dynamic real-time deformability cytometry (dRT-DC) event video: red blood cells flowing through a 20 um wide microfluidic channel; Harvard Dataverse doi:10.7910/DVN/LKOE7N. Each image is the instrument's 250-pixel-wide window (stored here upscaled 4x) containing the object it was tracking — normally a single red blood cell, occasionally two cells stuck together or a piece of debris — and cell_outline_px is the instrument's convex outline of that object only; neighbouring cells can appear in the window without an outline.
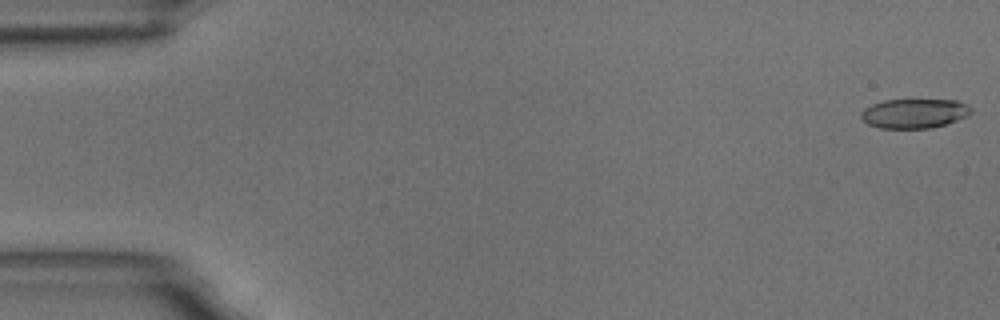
{"species": "common noctule bat (a hibernating species)", "species_latin": "Nyctalus noctula", "temperature_condition": "room temperature", "stored_images_in_passage": 57, "camera_frame_rate_fps": 3000, "um_per_image_px": 0.085, "animal": {"sex": "male", "body_mass_g": 18.8}, "frame": {"image": 1, "passage_image": 1, "time_ms": 0.0, "image_size_px": [1000, 320], "cell_outline_px": [[972, 112], [968, 116], [932, 128], [880, 128], [868, 124], [860, 116], [860, 112], [864, 108], [872, 104], [884, 100], [956, 100], [972, 108]], "centroid_in_image_um": [77.7, 9.64], "position_along_channel_um": 7.3, "area_um2": 18.79}}
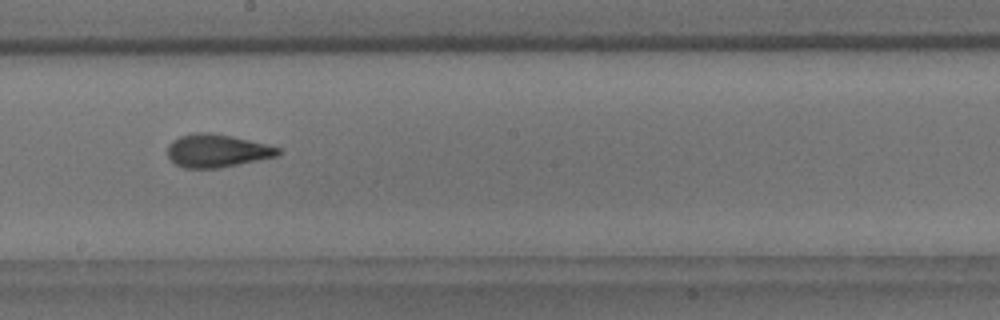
{"frame": {"image": 2, "passage_image": 32, "time_ms": 10.333, "image_size_px": [1000, 320], "cell_outline_px": [[280, 152], [276, 156], [220, 168], [184, 168], [176, 164], [168, 156], [168, 144], [172, 140], [180, 136], [196, 132], [212, 132], [232, 136], [280, 148]], "centroid_in_image_um": [18.4, 12.81], "position_along_channel_um": 229.8, "area_um2": 21.1}}
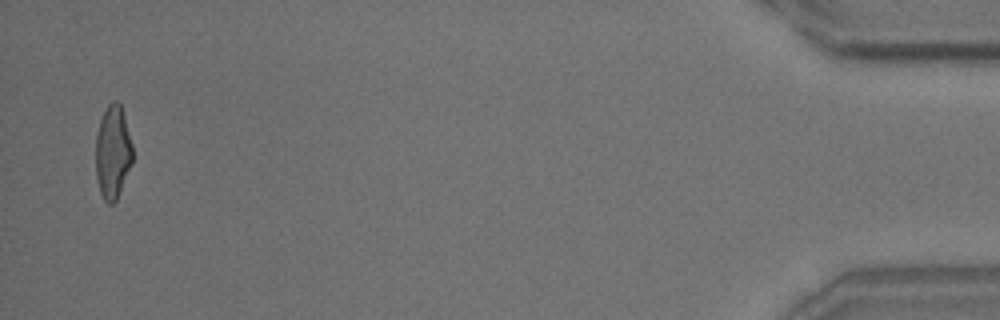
{"frame": {"image": 3, "passage_image": 56, "time_ms": 18.333, "image_size_px": [1000, 320], "cell_outline_px": [[132, 164], [116, 200], [112, 204], [108, 204], [104, 200], [100, 192], [96, 176], [96, 132], [100, 120], [108, 104], [112, 100], [116, 100], [120, 104], [124, 116], [132, 144]], "centroid_in_image_um": [9.58, 12.93], "position_along_channel_um": 425.6, "area_um2": 20.0}, "authors_computed_cell_mechanics": {"area_um2": 20.6346, "velocity_mm_per_s": 3.5329, "shape_relaxation_time_tau1_ms": 6.0424, "shape_relaxation_time_tau2_ms": 1.693, "deformation_change_tau1": 0.1734, "deformation_change_tau2": 0.1012}}